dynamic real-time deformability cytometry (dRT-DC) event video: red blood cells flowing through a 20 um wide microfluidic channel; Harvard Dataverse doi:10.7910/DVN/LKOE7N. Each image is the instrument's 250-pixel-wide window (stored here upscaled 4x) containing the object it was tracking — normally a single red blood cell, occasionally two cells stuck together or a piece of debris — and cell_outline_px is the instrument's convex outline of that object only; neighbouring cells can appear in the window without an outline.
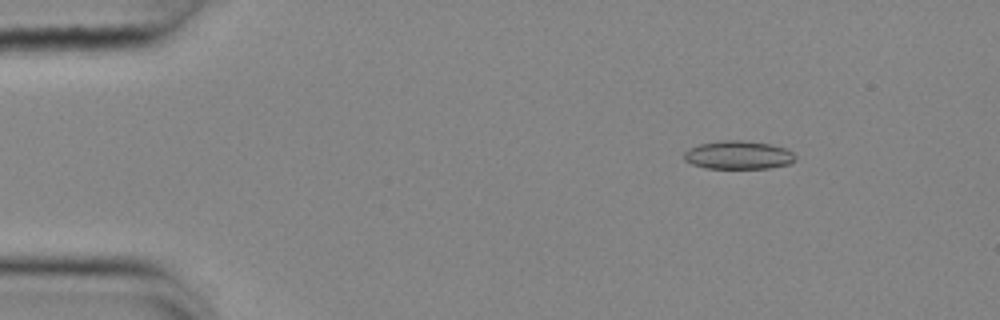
{"species": "common noctule bat (a hibernating species)", "species_latin": "Nyctalus noctula", "temperature_condition": "cold", "stored_images_in_passage": 55, "camera_frame_rate_fps": 3000, "um_per_image_px": 0.085, "animal": {"sex": "female", "body_mass_g": 25.1}, "frame": {"image": 1, "passage_image": 8, "time_ms": 2.333, "image_size_px": [1000, 320], "cell_outline_px": [[796, 160], [788, 164], [768, 168], [704, 168], [692, 164], [684, 160], [684, 152], [688, 148], [700, 144], [720, 140], [744, 140], [768, 144], [784, 148], [792, 152], [796, 156]], "centroid_in_image_um": [62.73, 13.18], "position_along_channel_um": 22.3, "area_um2": 18.38}}
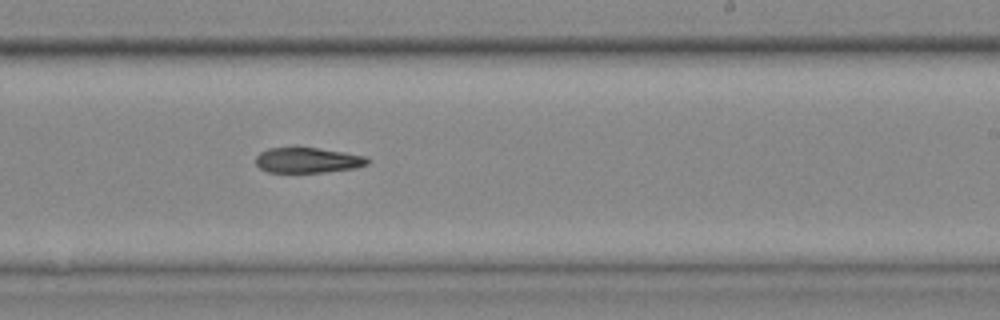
{"frame": {"image": 2, "passage_image": 34, "time_ms": 11.0, "image_size_px": [1000, 320], "cell_outline_px": [[368, 164], [356, 168], [324, 172], [268, 172], [260, 168], [256, 164], [256, 156], [260, 152], [268, 148], [296, 144], [368, 156]], "centroid_in_image_um": [26.12, 13.57], "position_along_channel_um": 262.9, "area_um2": 17.22}}
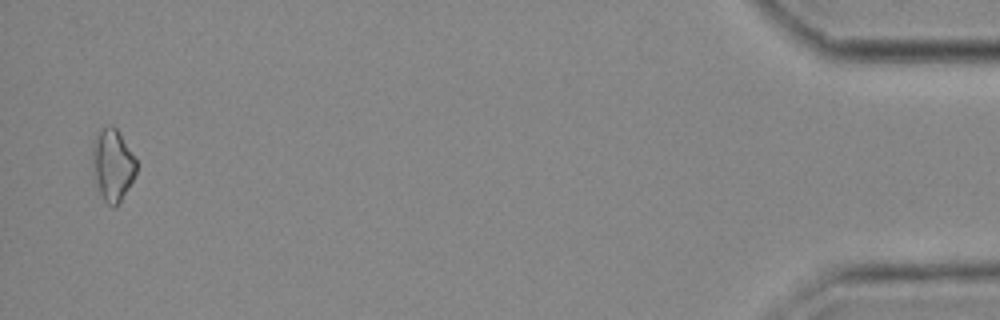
{"frame": {"image": 3, "passage_image": 54, "time_ms": 17.667, "image_size_px": [1000, 320], "cell_outline_px": [[136, 172], [128, 188], [116, 208], [112, 208], [104, 200], [92, 176], [92, 144], [100, 128], [112, 124], [116, 128], [136, 160]], "centroid_in_image_um": [9.53, 14.03], "position_along_channel_um": 425.7, "area_um2": 18.44}, "authors_computed_cell_mechanics": {"area_um2": 18.0336, "velocity_mm_per_s": 3.7063, "shape_relaxation_time_tau1_ms": 5.4215, "shape_relaxation_time_tau2_ms": null, "deformation_change_tau1": 0.1393, "deformation_change_tau2": null}}